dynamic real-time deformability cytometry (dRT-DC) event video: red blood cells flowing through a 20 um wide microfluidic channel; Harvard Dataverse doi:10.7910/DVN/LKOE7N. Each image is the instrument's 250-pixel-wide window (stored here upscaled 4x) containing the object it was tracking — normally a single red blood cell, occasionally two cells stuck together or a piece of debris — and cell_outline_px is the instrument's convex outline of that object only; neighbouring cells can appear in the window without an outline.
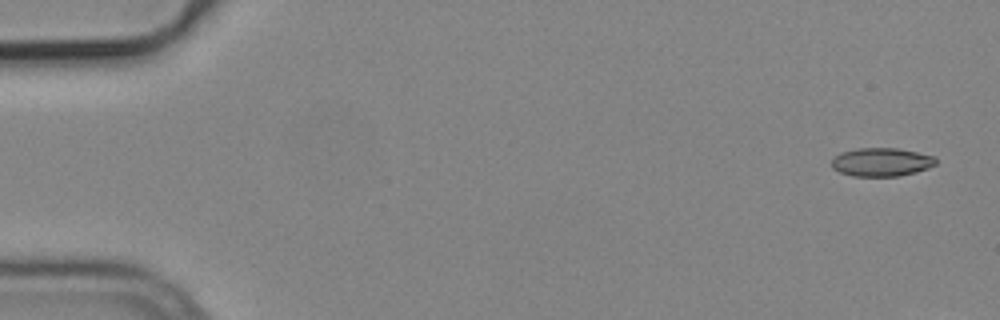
{"species": "common noctule bat (a hibernating species)", "species_latin": "Nyctalus noctula", "temperature_condition": "cold", "stored_images_in_passage": 6, "camera_frame_rate_fps": 3000, "um_per_image_px": 0.085, "animal": {"sex": "male", "body_mass_g": 19.2, "forearm_length_mm": 51.8}, "frame": {"image": 1, "passage_image": 1, "time_ms": 0.0, "image_size_px": [1000, 320], "cell_outline_px": [[936, 164], [928, 168], [916, 172], [900, 176], [852, 176], [840, 172], [832, 168], [832, 160], [840, 152], [860, 148], [896, 148], [936, 156]], "centroid_in_image_um": [74.93, 13.78], "position_along_channel_um": 10.1, "area_um2": 17.28}}
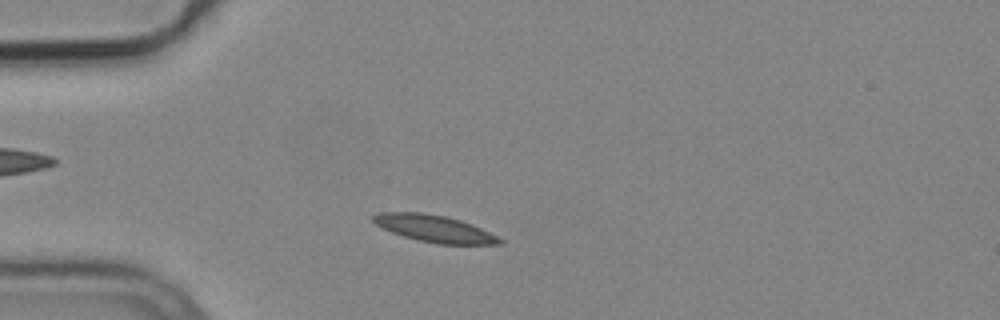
{"frame": {"image": 2, "passage_image": 5, "time_ms": 1.333, "image_size_px": [1000, 320], "cell_outline_px": [[504, 244], [436, 244], [416, 240], [392, 232], [376, 224], [372, 220], [372, 216], [380, 212], [424, 212], [444, 216], [460, 220], [472, 224], [504, 240]], "centroid_in_image_um": [36.92, 19.43], "position_along_channel_um": 48.1, "area_um2": 19.77}}